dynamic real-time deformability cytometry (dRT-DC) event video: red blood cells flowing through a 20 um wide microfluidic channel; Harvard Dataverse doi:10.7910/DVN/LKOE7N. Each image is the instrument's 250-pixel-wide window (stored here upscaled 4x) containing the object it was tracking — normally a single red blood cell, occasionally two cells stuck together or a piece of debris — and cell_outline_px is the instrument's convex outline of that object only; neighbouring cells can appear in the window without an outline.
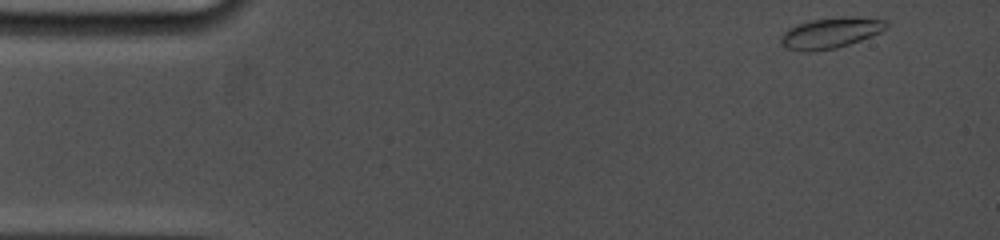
{"species": "common noctule bat (a hibernating species)", "species_latin": "Nyctalus noctula", "temperature_condition": "cold", "stored_images_in_passage": 38, "camera_frame_rate_fps": 5000, "um_per_image_px": 0.085, "animal": {"sex": "female", "body_mass_g": 19.0, "forearm_length_mm": 53.3}, "frame": {"image": 1, "passage_image": 1, "time_ms": 0.0, "image_size_px": [1000, 240], "cell_outline_px": [[888, 28], [872, 36], [836, 48], [812, 52], [804, 52], [788, 48], [780, 44], [780, 36], [788, 28], [812, 20], [844, 16], [856, 16], [888, 20]], "centroid_in_image_um": [70.63, 2.79], "position_along_channel_um": 14.4, "area_um2": 19.02}}
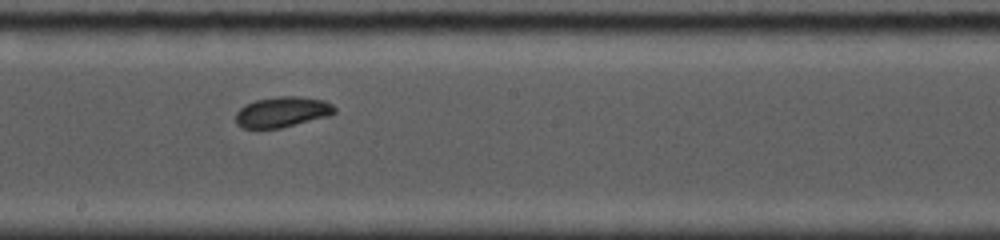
{"frame": {"image": 2, "passage_image": 22, "time_ms": 8.2, "image_size_px": [1000, 240], "cell_outline_px": [[336, 112], [328, 116], [280, 128], [244, 128], [236, 124], [236, 112], [244, 104], [256, 100], [276, 96], [300, 96], [324, 100], [332, 104], [336, 108]], "centroid_in_image_um": [23.99, 9.5], "position_along_channel_um": 224.2, "area_um2": 17.63}}
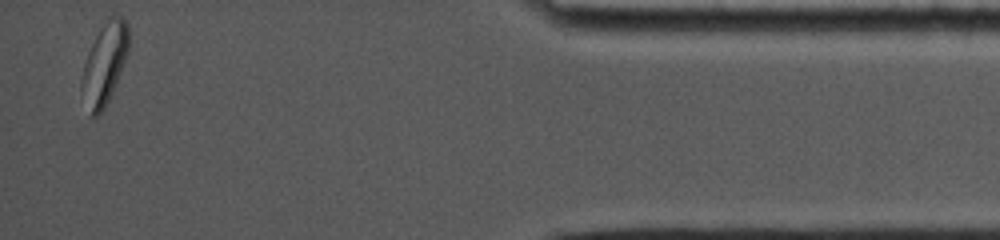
{"frame": {"image": 3, "passage_image": 38, "time_ms": 14.8, "image_size_px": [1000, 240], "cell_outline_px": [[128, 52], [112, 92], [104, 108], [96, 116], [88, 116], [80, 92], [80, 80], [84, 64], [88, 52], [96, 36], [108, 16], [120, 16], [128, 20]], "centroid_in_image_um": [8.85, 5.45], "position_along_channel_um": 426.4, "area_um2": 22.31}}